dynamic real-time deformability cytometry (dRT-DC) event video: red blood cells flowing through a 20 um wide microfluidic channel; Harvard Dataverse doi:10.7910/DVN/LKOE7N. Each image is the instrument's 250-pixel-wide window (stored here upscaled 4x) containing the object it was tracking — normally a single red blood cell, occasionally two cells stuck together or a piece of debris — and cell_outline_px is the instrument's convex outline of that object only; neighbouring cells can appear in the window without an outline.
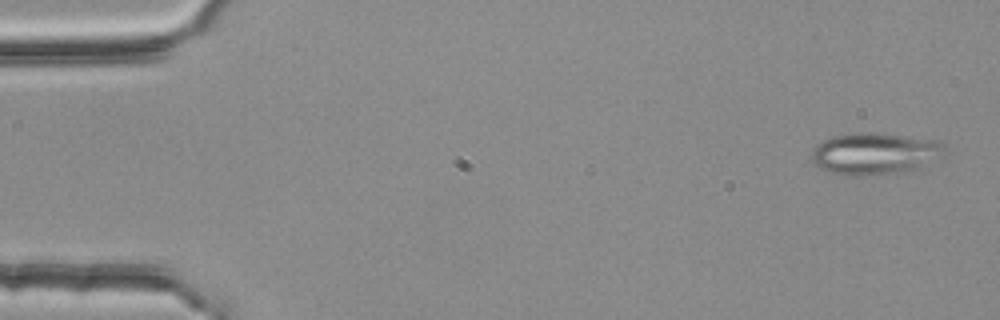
{"species": "common noctule bat (a hibernating species)", "species_latin": "Nyctalus noctula", "temperature_condition": "room temperature", "stored_images_in_passage": 54, "segment_of_instrument_passage": [1, 2], "camera_frame_rate_fps": 3000, "um_per_image_px": 0.085, "animal": {"sex": "female", "body_mass_g": 25.1}, "frame": {"image": 1, "passage_image": 2, "time_ms": 0.333, "image_size_px": [1000, 320], "cell_outline_px": [[948, 148], [944, 156], [924, 168], [916, 172], [856, 176], [852, 176], [832, 172], [820, 168], [812, 160], [812, 148], [816, 144], [832, 136], [860, 132], [868, 132], [940, 140]], "centroid_in_image_um": [74.48, 13.08], "position_along_channel_um": 10.5, "area_um2": 33.29}}
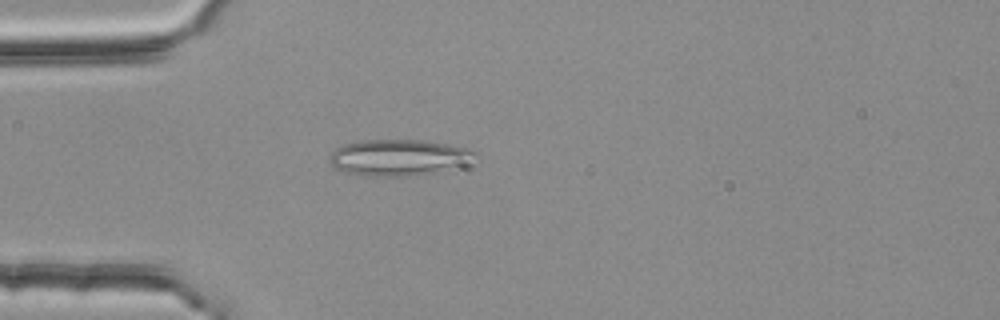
{"frame": {"image": 2, "passage_image": 15, "time_ms": 4.667, "image_size_px": [1000, 320], "cell_outline_px": [[480, 156], [436, 172], [416, 176], [368, 176], [348, 172], [336, 168], [332, 164], [328, 156], [336, 148], [344, 144], [360, 140], [424, 140], [448, 144], [468, 148], [480, 152]], "centroid_in_image_um": [33.88, 13.37], "position_along_channel_um": 51.1, "area_um2": 30.52}}